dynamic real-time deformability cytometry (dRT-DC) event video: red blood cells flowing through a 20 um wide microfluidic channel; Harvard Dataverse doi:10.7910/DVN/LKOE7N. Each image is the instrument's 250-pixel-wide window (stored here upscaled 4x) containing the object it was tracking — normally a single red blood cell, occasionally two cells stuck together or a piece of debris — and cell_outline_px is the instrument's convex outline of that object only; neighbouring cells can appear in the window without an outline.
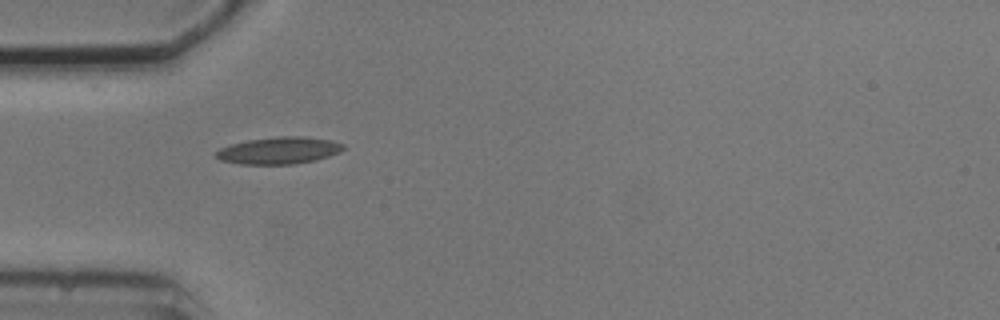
{"species": "common noctule bat (a hibernating species)", "species_latin": "Nyctalus noctula", "temperature_condition": "cold", "stored_images_in_passage": 7, "camera_frame_rate_fps": 3000, "um_per_image_px": 0.085, "animal": {"sex": "male", "body_mass_g": 20.5, "forearm_length_mm": 52.5}, "frame": {"image": 1, "passage_image": 1, "time_ms": 0.0, "image_size_px": [1000, 320], "cell_outline_px": [[344, 148], [340, 152], [316, 160], [292, 164], [240, 164], [220, 160], [216, 156], [216, 152], [220, 148], [232, 144], [248, 140], [276, 136], [304, 136], [332, 140], [344, 144]], "centroid_in_image_um": [23.73, 12.78], "position_along_channel_um": 61.3, "area_um2": 20.0}}
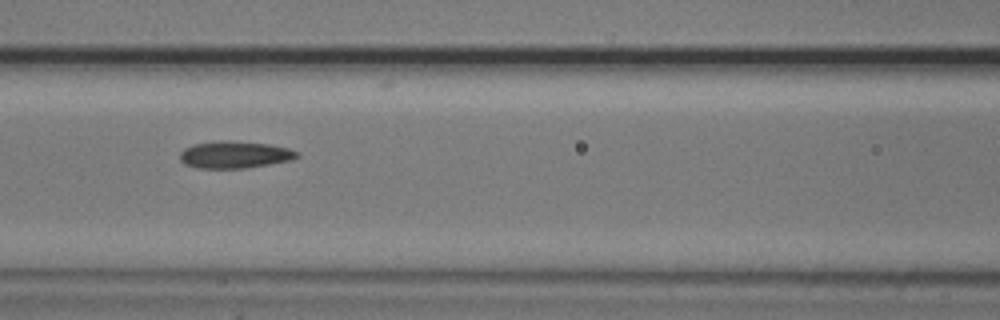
{"frame": {"image": 2, "passage_image": 3, "time_ms": 2.333, "image_size_px": [1000, 320], "cell_outline_px": [[300, 156], [292, 160], [244, 168], [196, 168], [184, 164], [180, 160], [180, 152], [184, 148], [192, 144], [220, 140], [224, 140], [268, 144], [288, 148], [300, 152]], "centroid_in_image_um": [19.93, 13.14], "position_along_channel_um": 146.7, "area_um2": 18.55}}
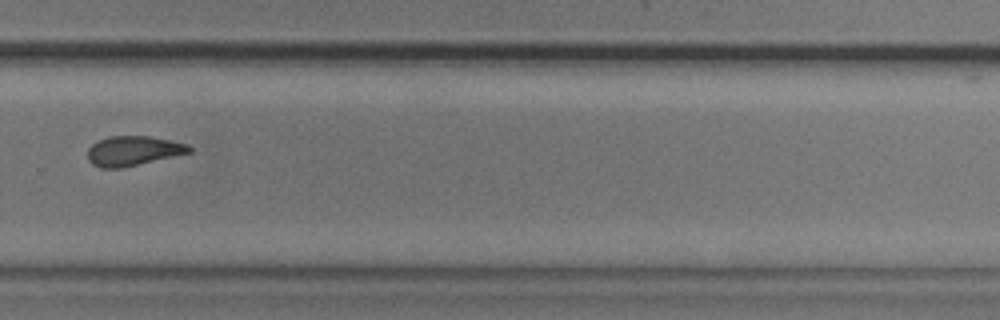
{"frame": {"image": 3, "passage_image": 7, "time_ms": 7.0, "image_size_px": [1000, 320], "cell_outline_px": [[192, 152], [120, 168], [100, 168], [92, 164], [88, 160], [88, 148], [92, 144], [108, 136], [148, 136], [188, 144], [192, 148]], "centroid_in_image_um": [11.3, 12.82], "position_along_channel_um": 318.5, "area_um2": 17.4}}